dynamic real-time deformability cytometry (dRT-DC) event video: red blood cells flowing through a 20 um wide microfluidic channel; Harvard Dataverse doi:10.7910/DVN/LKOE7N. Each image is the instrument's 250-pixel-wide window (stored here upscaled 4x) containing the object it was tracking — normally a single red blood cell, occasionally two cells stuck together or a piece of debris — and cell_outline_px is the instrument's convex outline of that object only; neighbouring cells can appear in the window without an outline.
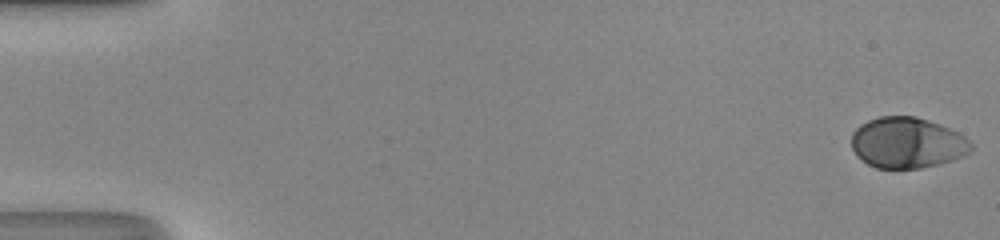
{"species": "human", "species_latin": "Homo sapiens", "temperature_condition": "room temperature", "stored_images_in_passage": 49, "camera_frame_rate_fps": 3000, "um_per_image_px": 0.085, "donor": {"sex": "male"}, "frame": {"image": 1, "passage_image": 1, "time_ms": 0.0, "image_size_px": [1000, 240], "cell_outline_px": [[972, 148], [964, 156], [952, 160], [920, 168], [876, 168], [868, 164], [856, 156], [852, 148], [852, 132], [860, 124], [868, 120], [880, 116], [916, 116], [940, 124], [964, 136], [972, 144]], "centroid_in_image_um": [77.08, 12.13], "position_along_channel_um": 7.9, "area_um2": 35.37}}
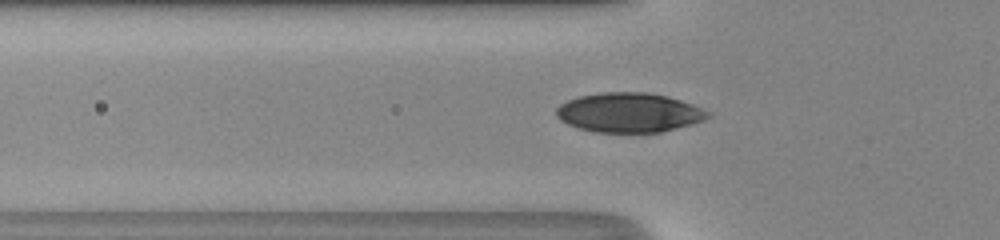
{"frame": {"image": 2, "passage_image": 18, "time_ms": 5.667, "image_size_px": [1000, 240], "cell_outline_px": [[712, 116], [704, 120], [676, 128], [660, 132], [596, 132], [576, 128], [560, 120], [556, 116], [556, 108], [560, 104], [568, 100], [580, 96], [600, 92], [648, 92], [668, 96], [692, 104], [712, 112]], "centroid_in_image_um": [53.47, 9.56], "position_along_channel_um": 72.3, "area_um2": 35.03}}
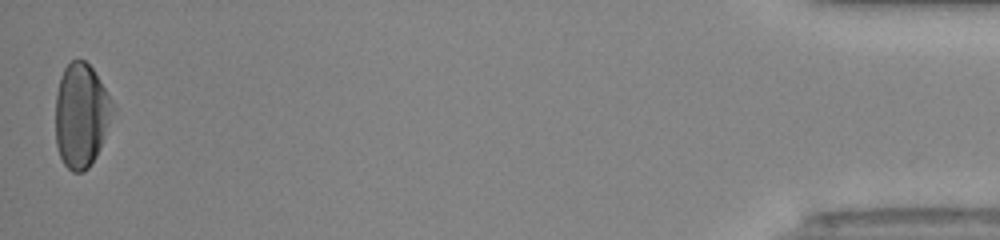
{"frame": {"image": 3, "passage_image": 49, "time_ms": 16.0, "image_size_px": [1000, 240], "cell_outline_px": [[116, 108], [100, 148], [96, 156], [88, 168], [84, 172], [72, 172], [64, 164], [60, 156], [56, 144], [56, 92], [60, 76], [64, 68], [72, 60], [84, 60], [92, 68], [116, 104]], "centroid_in_image_um": [6.92, 9.8], "position_along_channel_um": 428.3, "area_um2": 35.03}, "authors_computed_cell_mechanics": {"area_um2": 35.0268, "velocity_mm_per_s": 4.3274, "shape_relaxation_time_tau1_ms": 2.4545, "shape_relaxation_time_tau2_ms": null, "deformation_change_tau1": 0.1645, "deformation_change_tau2": null}}